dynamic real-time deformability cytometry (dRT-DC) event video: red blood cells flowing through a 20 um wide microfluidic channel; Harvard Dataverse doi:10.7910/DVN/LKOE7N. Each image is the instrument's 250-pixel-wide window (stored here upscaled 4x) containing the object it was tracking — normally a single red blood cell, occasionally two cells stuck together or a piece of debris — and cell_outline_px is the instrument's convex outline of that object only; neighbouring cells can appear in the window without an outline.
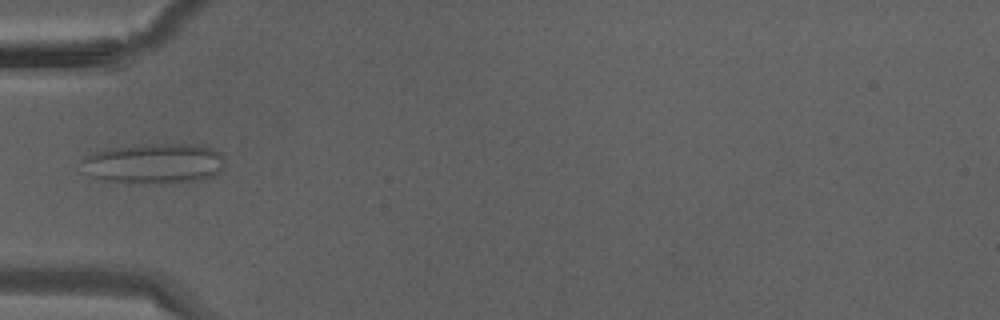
{"species": "Egyptian fruit bat (a non-hibernating species)", "species_latin": "Rousettus aegyptiacus", "temperature_condition": "warm", "stored_images_in_passage": 36, "camera_frame_rate_fps": 3000, "um_per_image_px": 0.085, "animal": {"sex": "male"}, "frame": {"image": 1, "passage_image": 12, "time_ms": 3.667, "image_size_px": [1000, 320], "cell_outline_px": [[220, 168], [212, 176], [200, 180], [144, 184], [108, 180], [88, 176], [80, 160], [84, 156], [108, 148], [132, 144], [204, 144], [220, 152]], "centroid_in_image_um": [13.03, 13.87], "position_along_channel_um": 72.0, "area_um2": 33.52}}
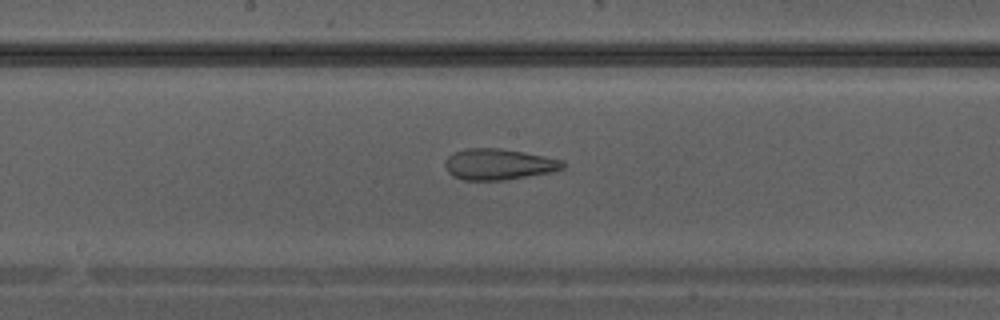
{"frame": {"image": 2, "passage_image": 19, "time_ms": 6.0, "image_size_px": [1000, 320], "cell_outline_px": [[564, 168], [552, 172], [504, 180], [464, 180], [452, 176], [448, 172], [444, 164], [448, 156], [452, 152], [464, 148], [500, 148], [524, 152], [564, 160]], "centroid_in_image_um": [42.36, 13.96], "position_along_channel_um": 205.8, "area_um2": 21.44}}
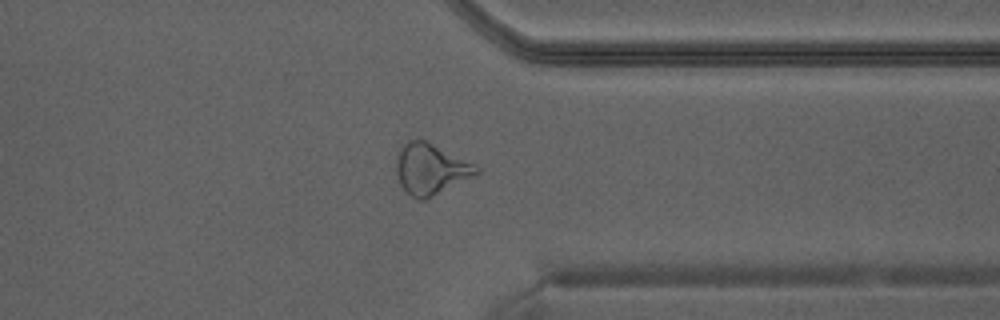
{"frame": {"image": 3, "passage_image": 28, "time_ms": 9.0, "image_size_px": [1000, 320], "cell_outline_px": [[480, 172], [424, 200], [416, 200], [404, 192], [400, 184], [396, 172], [396, 160], [400, 148], [408, 140], [424, 140], [476, 164], [480, 168]], "centroid_in_image_um": [36.57, 14.38], "position_along_channel_um": 374.8, "area_um2": 23.52}}